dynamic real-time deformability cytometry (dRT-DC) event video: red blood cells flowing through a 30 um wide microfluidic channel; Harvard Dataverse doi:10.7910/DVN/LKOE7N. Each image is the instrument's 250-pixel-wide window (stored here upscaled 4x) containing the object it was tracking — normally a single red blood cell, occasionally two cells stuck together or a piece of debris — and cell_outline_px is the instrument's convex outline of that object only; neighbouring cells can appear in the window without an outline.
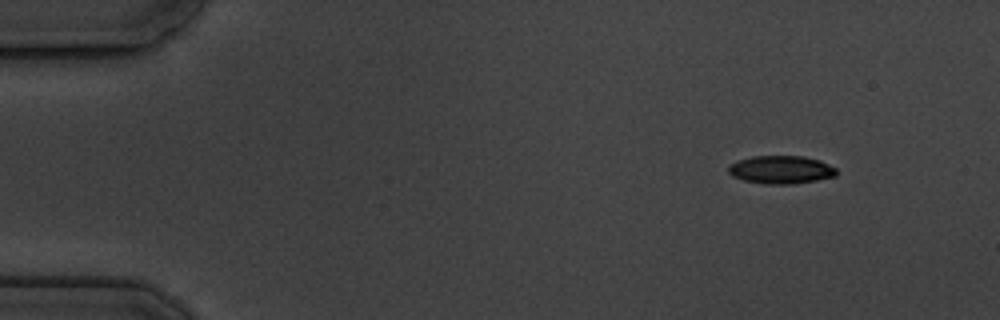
{"species": "common noctule bat (a hibernating species)", "species_latin": "Nyctalus noctula", "temperature_condition": "cold", "stored_images_in_passage": 5, "segment_of_instrument_passage": [1, 2], "camera_frame_rate_fps": 3000, "um_per_image_px": 0.085, "animal": {"sex": "male", "body_mass_g": 19.5, "forearm_length_mm": 54.6}, "frame": {"image": 1, "passage_image": 1, "time_ms": 0.0, "image_size_px": [1000, 320], "cell_outline_px": [[836, 176], [816, 180], [792, 184], [764, 184], [744, 180], [732, 176], [728, 172], [728, 164], [736, 160], [752, 156], [804, 156], [820, 160], [836, 168]], "centroid_in_image_um": [66.35, 14.42], "position_along_channel_um": 18.7, "area_um2": 17.8}}